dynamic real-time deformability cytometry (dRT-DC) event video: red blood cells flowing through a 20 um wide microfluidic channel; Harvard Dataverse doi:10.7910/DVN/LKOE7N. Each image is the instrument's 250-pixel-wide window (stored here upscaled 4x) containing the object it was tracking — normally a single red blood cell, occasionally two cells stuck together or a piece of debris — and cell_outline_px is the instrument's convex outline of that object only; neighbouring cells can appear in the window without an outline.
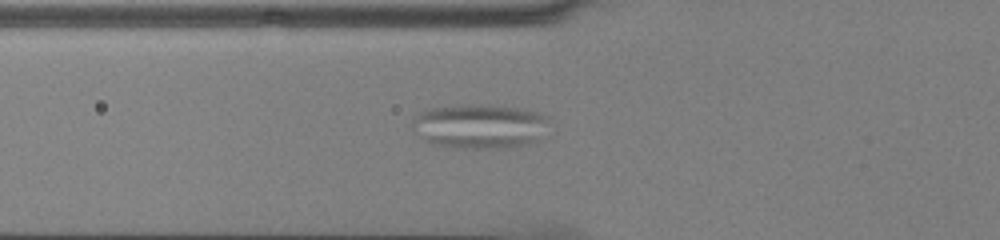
{"species": "common noctule bat (a hibernating species)", "species_latin": "Nyctalus noctula", "temperature_condition": "cold", "stored_images_in_passage": 42, "camera_frame_rate_fps": 3000, "um_per_image_px": 0.085, "animal": {"sex": "male", "body_mass_g": 13.0, "forearm_length_mm": 53.1}, "frame": {"image": 1, "passage_image": 9, "time_ms": 2.667, "image_size_px": [1000, 240], "cell_outline_px": [[548, 116], [536, 140], [528, 144], [512, 148], [456, 148], [436, 144], [424, 140], [412, 132], [408, 124], [412, 116], [428, 108], [460, 104], [488, 104], [520, 108], [540, 112]], "centroid_in_image_um": [40.63, 10.71], "position_along_channel_um": 85.2, "area_um2": 36.01}}
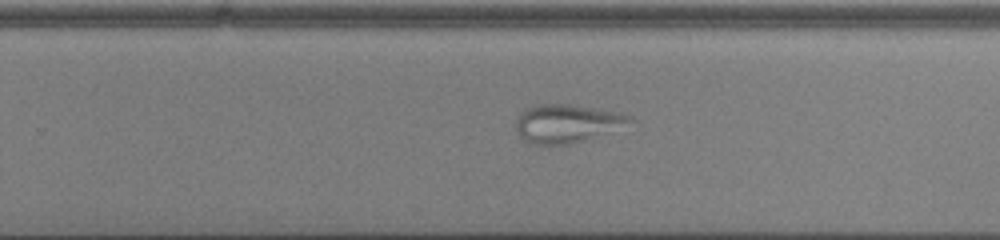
{"frame": {"image": 2, "passage_image": 24, "time_ms": 7.667, "image_size_px": [1000, 240], "cell_outline_px": [[636, 120], [580, 140], [568, 144], [532, 144], [524, 140], [520, 136], [516, 128], [516, 120], [520, 112], [532, 104], [568, 104], [620, 112], [632, 116]], "centroid_in_image_um": [48.09, 10.45], "position_along_channel_um": 281.7, "area_um2": 24.74}}
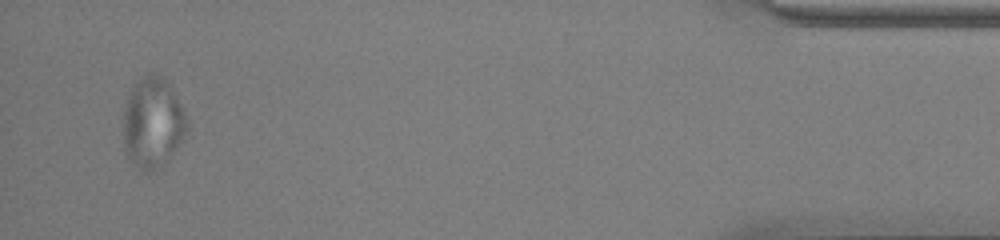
{"frame": {"image": 3, "passage_image": 40, "time_ms": 13.0, "image_size_px": [1000, 240], "cell_outline_px": [[188, 132], [160, 168], [148, 172], [144, 172], [128, 160], [124, 152], [124, 108], [132, 84], [136, 80], [148, 72], [156, 72], [168, 84], [180, 104], [188, 120]], "centroid_in_image_um": [12.95, 10.43], "position_along_channel_um": 422.2, "area_um2": 33.7}}